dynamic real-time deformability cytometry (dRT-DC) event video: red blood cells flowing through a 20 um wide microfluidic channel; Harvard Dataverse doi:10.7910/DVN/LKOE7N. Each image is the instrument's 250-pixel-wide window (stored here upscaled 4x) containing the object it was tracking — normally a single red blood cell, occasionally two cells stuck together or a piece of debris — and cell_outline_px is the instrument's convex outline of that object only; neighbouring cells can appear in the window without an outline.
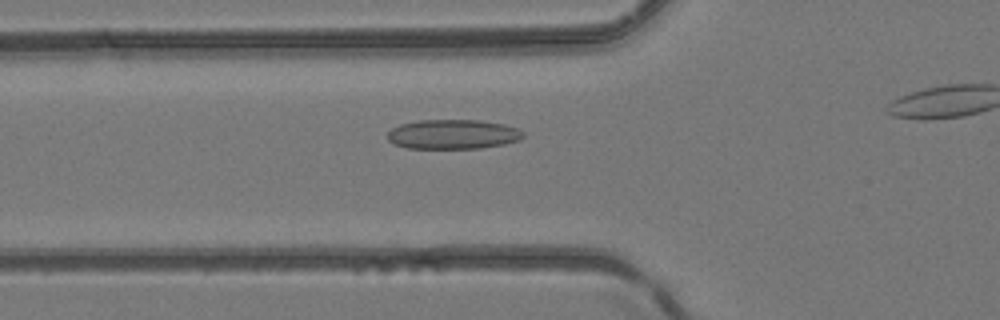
{"species": "common noctule bat (a hibernating species)", "species_latin": "Nyctalus noctula", "temperature_condition": "room temperature", "stored_images_in_passage": 31, "camera_frame_rate_fps": 3000, "um_per_image_px": 0.085, "animal": {"sex": "female", "body_mass_g": 24.6, "forearm_length_mm": 56.2}, "frame": {"image": 1, "passage_image": 9, "time_ms": 2.667, "image_size_px": [1000, 320], "cell_outline_px": [[524, 136], [520, 140], [504, 144], [480, 148], [408, 148], [396, 144], [388, 140], [388, 132], [392, 128], [400, 124], [420, 120], [480, 120], [504, 124], [516, 128], [524, 132]], "centroid_in_image_um": [38.52, 11.41], "position_along_channel_um": 87.3, "area_um2": 23.29}}
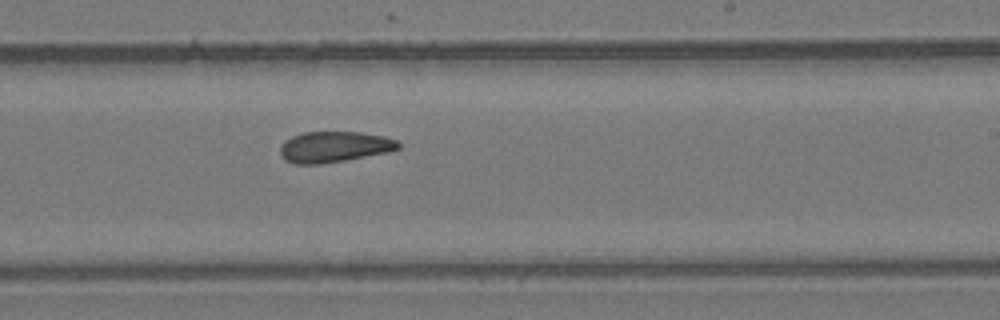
{"frame": {"image": 2, "passage_image": 21, "time_ms": 6.667, "image_size_px": [1000, 320], "cell_outline_px": [[400, 148], [388, 152], [344, 160], [320, 164], [296, 164], [284, 160], [280, 156], [280, 148], [284, 140], [292, 136], [304, 132], [360, 132], [384, 136], [396, 140], [400, 144]], "centroid_in_image_um": [28.38, 12.48], "position_along_channel_um": 260.6, "area_um2": 21.27}}
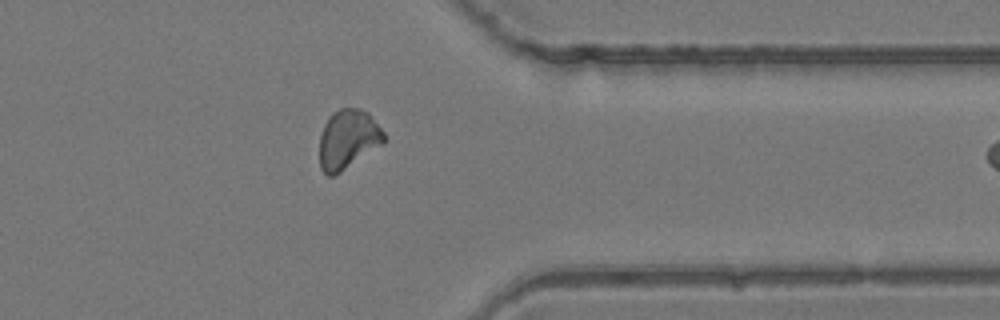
{"frame": {"image": 3, "passage_image": 30, "time_ms": 9.667, "image_size_px": [1000, 320], "cell_outline_px": [[384, 144], [340, 172], [332, 176], [328, 176], [320, 168], [320, 136], [324, 124], [332, 112], [340, 108], [360, 108], [368, 112], [384, 132]], "centroid_in_image_um": [29.58, 11.83], "position_along_channel_um": 381.8, "area_um2": 22.31}}